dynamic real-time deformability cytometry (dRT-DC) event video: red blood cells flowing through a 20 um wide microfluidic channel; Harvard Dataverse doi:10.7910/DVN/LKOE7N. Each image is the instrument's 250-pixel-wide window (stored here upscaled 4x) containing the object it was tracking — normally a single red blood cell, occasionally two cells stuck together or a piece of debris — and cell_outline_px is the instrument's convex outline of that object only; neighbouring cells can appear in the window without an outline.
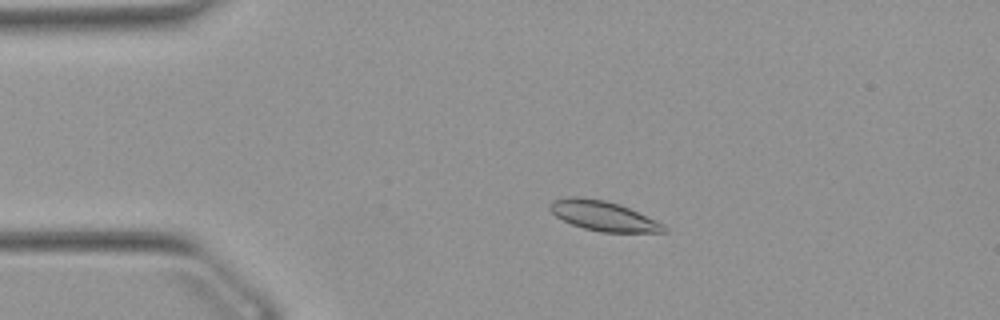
{"species": "Egyptian fruit bat (a non-hibernating species)", "species_latin": "Rousettus aegyptiacus", "temperature_condition": "warm", "stored_images_in_passage": 46, "camera_frame_rate_fps": 3000, "um_per_image_px": 0.085, "animal": {"sex": "female"}, "frame": {"image": 1, "passage_image": 11, "time_ms": 3.333, "image_size_px": [1000, 320], "cell_outline_px": [[668, 232], [600, 232], [584, 228], [572, 224], [556, 216], [548, 208], [548, 204], [552, 200], [568, 196], [580, 196], [604, 200], [620, 204], [656, 220], [664, 224], [668, 228]], "centroid_in_image_um": [51.27, 18.34], "position_along_channel_um": 33.7, "area_um2": 19.94}}
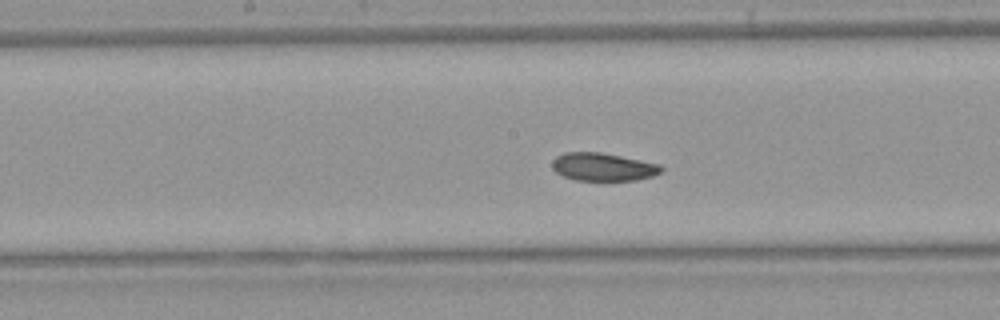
{"frame": {"image": 2, "passage_image": 27, "time_ms": 8.667, "image_size_px": [1000, 320], "cell_outline_px": [[664, 168], [660, 172], [652, 176], [636, 180], [576, 180], [564, 176], [556, 172], [552, 168], [552, 160], [556, 156], [564, 152], [600, 152], [660, 164]], "centroid_in_image_um": [51.24, 14.18], "position_along_channel_um": 197.0, "area_um2": 17.69}}
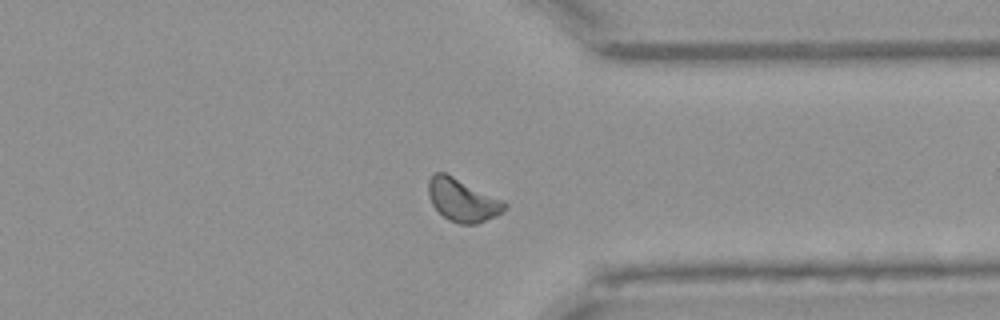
{"frame": {"image": 3, "passage_image": 41, "time_ms": 13.333, "image_size_px": [1000, 320], "cell_outline_px": [[508, 204], [496, 216], [476, 224], [460, 224], [448, 220], [432, 204], [428, 196], [428, 180], [436, 172], [444, 172], [504, 200]], "centroid_in_image_um": [39.3, 17.01], "position_along_channel_um": 372.1, "area_um2": 18.84}, "authors_computed_cell_mechanics": {"area_um2": 18.8139, "velocity_mm_per_s": 3.8319, "shape_relaxation_time_tau1_ms": 3.8245, "shape_relaxation_time_tau2_ms": null, "deformation_change_tau1": 0.0704, "deformation_change_tau2": null}}